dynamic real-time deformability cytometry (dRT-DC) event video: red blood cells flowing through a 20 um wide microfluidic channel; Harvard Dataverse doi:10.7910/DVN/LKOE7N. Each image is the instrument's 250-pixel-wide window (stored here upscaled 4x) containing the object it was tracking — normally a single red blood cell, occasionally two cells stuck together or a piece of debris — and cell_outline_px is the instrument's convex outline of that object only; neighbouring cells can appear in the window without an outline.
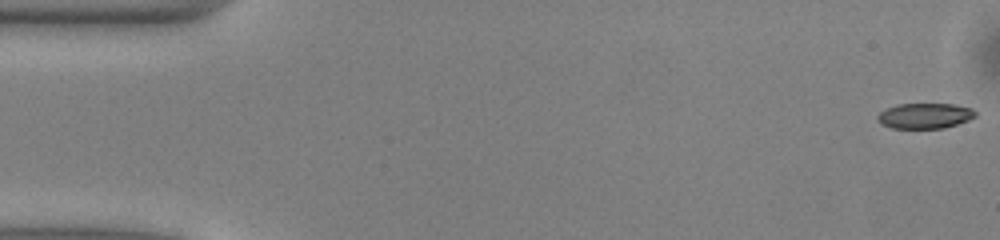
{"species": "common noctule bat (a hibernating species)", "species_latin": "Nyctalus noctula", "temperature_condition": "warm", "stored_images_in_passage": 51, "camera_frame_rate_fps": 3000, "um_per_image_px": 0.085, "animal": {"sex": "male", "body_mass_g": 13.0, "forearm_length_mm": 53.1}, "frame": {"image": 1, "passage_image": 1, "time_ms": 0.0, "image_size_px": [1000, 240], "cell_outline_px": [[976, 116], [968, 120], [944, 128], [892, 128], [880, 124], [876, 120], [876, 116], [880, 112], [896, 104], [956, 104], [972, 108], [976, 112]], "centroid_in_image_um": [78.59, 9.84], "position_along_channel_um": 6.4, "area_um2": 14.57}}
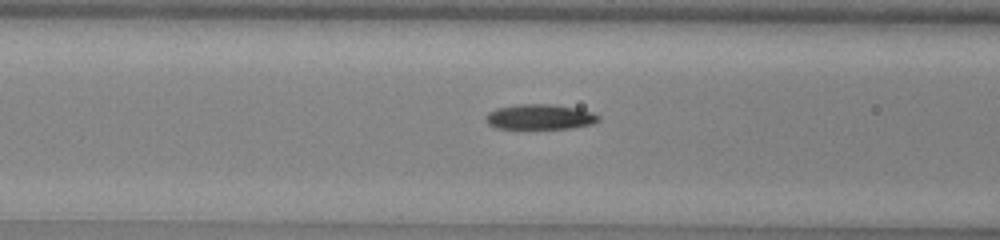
{"frame": {"image": 2, "passage_image": 20, "time_ms": 6.333, "image_size_px": [1000, 240], "cell_outline_px": [[600, 120], [592, 124], [568, 128], [496, 128], [488, 124], [484, 120], [484, 116], [488, 112], [496, 108], [520, 104], [548, 104], [576, 108], [592, 112], [600, 116]], "centroid_in_image_um": [45.85, 9.93], "position_along_channel_um": 120.7, "area_um2": 16.47}}
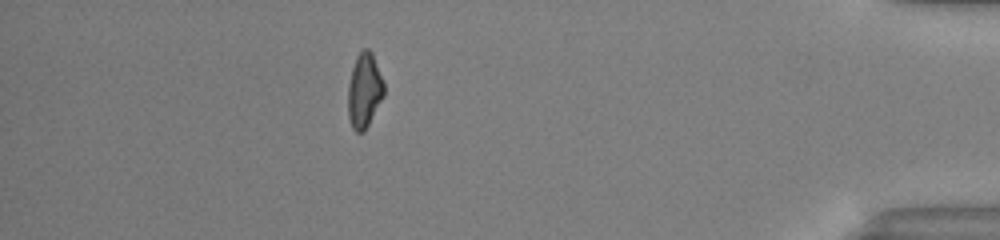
{"frame": {"image": 3, "passage_image": 45, "time_ms": 14.667, "image_size_px": [1000, 240], "cell_outline_px": [[384, 96], [364, 132], [356, 132], [352, 128], [348, 116], [348, 84], [352, 68], [356, 56], [364, 48], [368, 48], [372, 52], [384, 84]], "centroid_in_image_um": [30.96, 7.7], "position_along_channel_um": 404.2, "area_um2": 15.66}, "authors_computed_cell_mechanics": {"area_um2": 16.0106, "velocity_mm_per_s": 4.0415, "shape_relaxation_time_tau1_ms": 3.6198, "shape_relaxation_time_tau2_ms": null, "deformation_change_tau1": 0.1322, "deformation_change_tau2": null}}